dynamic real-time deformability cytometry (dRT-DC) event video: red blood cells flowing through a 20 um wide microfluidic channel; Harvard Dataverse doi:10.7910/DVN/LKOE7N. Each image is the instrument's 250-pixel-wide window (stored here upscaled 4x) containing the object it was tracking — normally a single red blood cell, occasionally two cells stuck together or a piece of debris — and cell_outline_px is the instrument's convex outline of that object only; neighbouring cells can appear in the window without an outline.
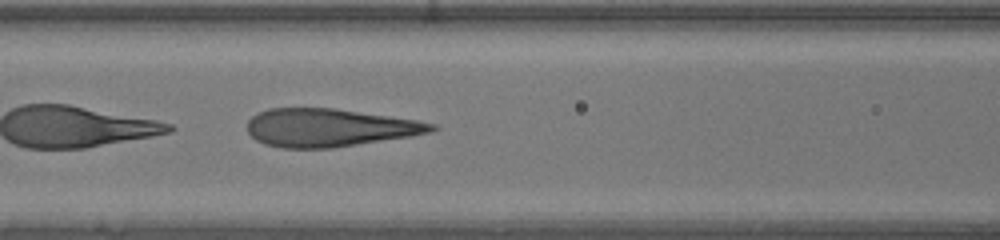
{"species": "human", "species_latin": "Homo sapiens", "temperature_condition": "warm", "stored_images_in_passage": 35, "camera_frame_rate_fps": 3000, "um_per_image_px": 0.085, "donor": {"sex": "male"}, "frame": {"image": 1, "passage_image": 12, "time_ms": 3.667, "image_size_px": [1000, 240], "cell_outline_px": [[440, 128], [432, 132], [412, 136], [332, 148], [280, 148], [264, 144], [256, 140], [248, 132], [248, 120], [252, 116], [268, 108], [332, 108], [416, 120], [436, 124]], "centroid_in_image_um": [28.0, 10.86], "position_along_channel_um": 138.6, "area_um2": 40.75}}
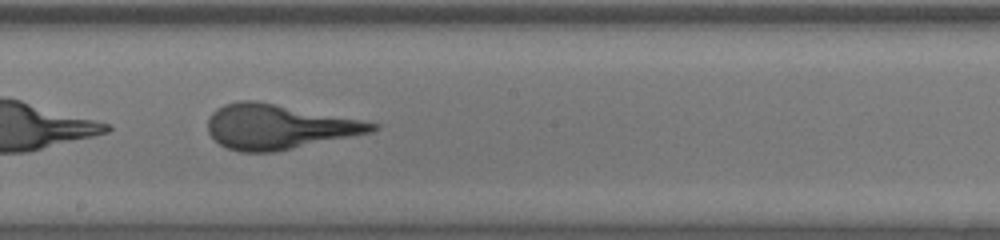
{"frame": {"image": 2, "passage_image": 18, "time_ms": 5.667, "image_size_px": [1000, 240], "cell_outline_px": [[380, 124], [372, 132], [272, 152], [240, 152], [228, 148], [220, 144], [208, 132], [208, 120], [212, 112], [216, 108], [224, 104], [240, 100], [252, 100], [360, 120]], "centroid_in_image_um": [23.62, 10.78], "position_along_channel_um": 224.6, "area_um2": 41.96}}
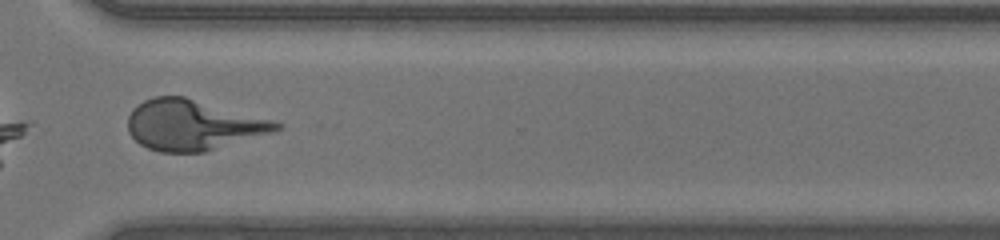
{"frame": {"image": 3, "passage_image": 27, "time_ms": 8.667, "image_size_px": [1000, 240], "cell_outline_px": [[284, 128], [272, 132], [204, 152], [160, 152], [148, 148], [140, 144], [128, 132], [128, 116], [132, 108], [144, 100], [156, 96], [184, 96], [272, 120], [284, 124]], "centroid_in_image_um": [16.37, 10.62], "position_along_channel_um": 354.2, "area_um2": 43.35}}